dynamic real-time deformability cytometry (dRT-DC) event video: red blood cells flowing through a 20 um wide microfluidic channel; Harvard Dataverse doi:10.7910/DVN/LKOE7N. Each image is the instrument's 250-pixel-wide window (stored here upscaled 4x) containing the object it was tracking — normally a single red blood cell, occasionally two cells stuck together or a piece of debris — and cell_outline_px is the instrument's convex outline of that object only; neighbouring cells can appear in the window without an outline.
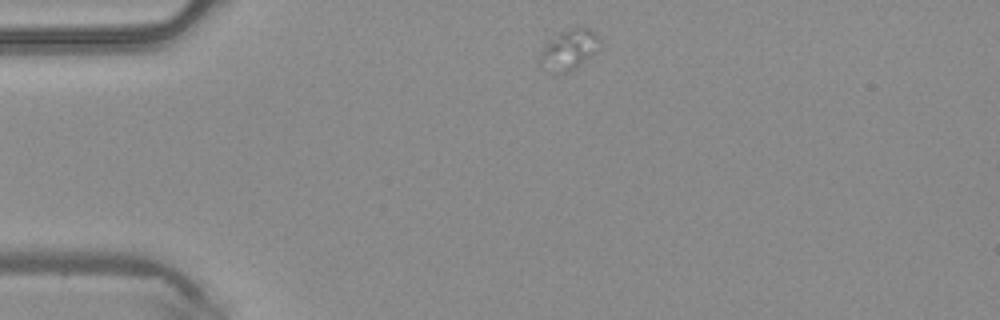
{"species": "common noctule bat (a hibernating species)", "species_latin": "Nyctalus noctula", "temperature_condition": "warm", "stored_images_in_passage": 26, "camera_frame_rate_fps": 3000, "um_per_image_px": 0.085, "animal": {"sex": "male", "body_mass_g": 20.4}, "frame": {"image": 1, "passage_image": 1, "time_ms": 0.0, "image_size_px": [1000, 320], "cell_outline_px": [[596, 52], [576, 68], [568, 72], [552, 72], [540, 60], [540, 52], [548, 40], [572, 28], [588, 28], [596, 32]], "centroid_in_image_um": [48.36, 4.23], "position_along_channel_um": 36.6, "area_um2": 13.24}}